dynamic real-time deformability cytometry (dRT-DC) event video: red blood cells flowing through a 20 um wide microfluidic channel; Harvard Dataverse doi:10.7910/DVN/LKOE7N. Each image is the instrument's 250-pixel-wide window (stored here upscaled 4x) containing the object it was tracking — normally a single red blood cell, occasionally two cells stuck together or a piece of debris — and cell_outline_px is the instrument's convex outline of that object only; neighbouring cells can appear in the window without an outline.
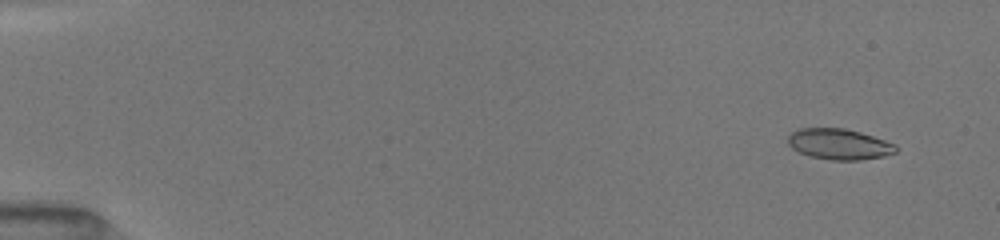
{"species": "common noctule bat (a hibernating species)", "species_latin": "Nyctalus noctula", "temperature_condition": "room temperature", "stored_images_in_passage": 30, "camera_frame_rate_fps": 3000, "um_per_image_px": 0.085, "animal": {"sex": "female", "body_mass_g": 19.5, "forearm_length_mm": 54.1}, "frame": {"image": 1, "passage_image": 4, "time_ms": 0.667, "image_size_px": [1000, 240], "cell_outline_px": [[896, 152], [884, 156], [860, 160], [832, 160], [808, 156], [792, 148], [788, 144], [788, 136], [792, 132], [800, 128], [844, 128], [860, 132], [896, 144]], "centroid_in_image_um": [71.31, 12.25], "position_along_channel_um": 13.7, "area_um2": 19.31}}
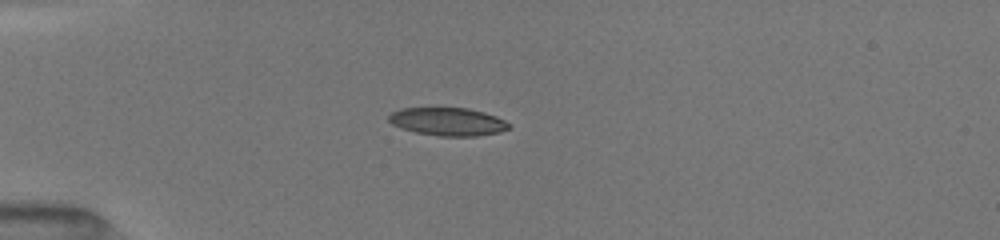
{"frame": {"image": 2, "passage_image": 23, "time_ms": 4.333, "image_size_px": [1000, 240], "cell_outline_px": [[512, 128], [500, 132], [476, 136], [440, 136], [416, 132], [400, 128], [392, 124], [388, 120], [388, 116], [392, 112], [400, 108], [468, 108], [484, 112], [496, 116], [512, 124]], "centroid_in_image_um": [38.09, 10.34], "position_along_channel_um": 46.9, "area_um2": 19.77}}